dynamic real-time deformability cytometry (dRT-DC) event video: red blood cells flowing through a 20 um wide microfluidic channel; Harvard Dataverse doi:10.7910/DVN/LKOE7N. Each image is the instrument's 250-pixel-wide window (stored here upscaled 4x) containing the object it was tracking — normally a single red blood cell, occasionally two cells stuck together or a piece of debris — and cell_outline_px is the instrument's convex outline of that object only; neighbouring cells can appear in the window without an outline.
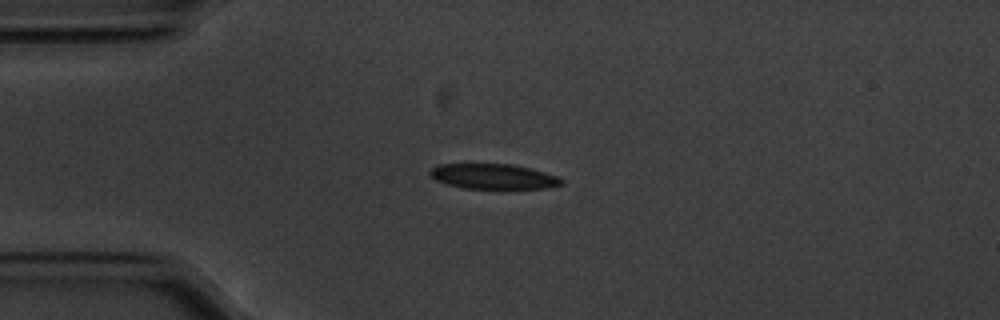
{"species": "common noctule bat (a hibernating species)", "species_latin": "Nyctalus noctula", "temperature_condition": "cold", "stored_images_in_passage": 43, "camera_frame_rate_fps": 3000, "um_per_image_px": 0.085, "animal": {"sex": "male", "body_mass_g": 20.1, "forearm_length_mm": 53.5}, "frame": {"image": 1, "passage_image": 1, "time_ms": 0.0, "image_size_px": [1000, 320], "cell_outline_px": [[564, 184], [548, 188], [464, 188], [448, 184], [436, 180], [428, 172], [436, 164], [512, 164], [528, 168], [556, 176], [564, 180]], "centroid_in_image_um": [41.92, 14.99], "position_along_channel_um": 43.1, "area_um2": 19.02}}
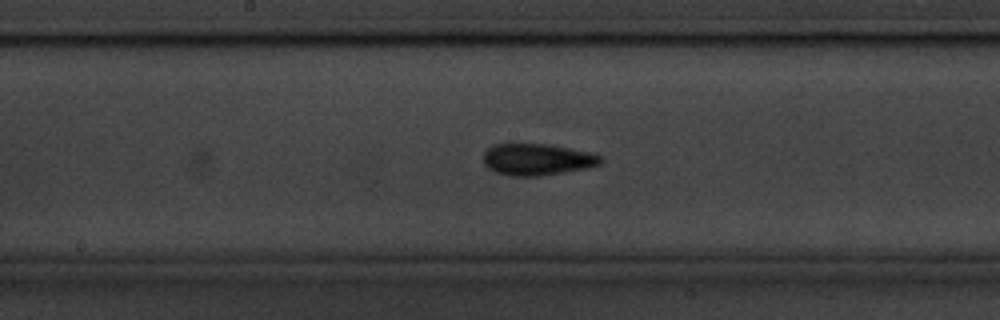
{"frame": {"image": 2, "passage_image": 16, "time_ms": 5.0, "image_size_px": [1000, 320], "cell_outline_px": [[604, 160], [600, 164], [584, 168], [540, 176], [512, 176], [496, 172], [488, 168], [484, 164], [484, 152], [488, 148], [496, 144], [548, 144], [572, 148], [592, 152], [600, 156]], "centroid_in_image_um": [45.67, 13.54], "position_along_channel_um": 202.5, "area_um2": 21.56}}
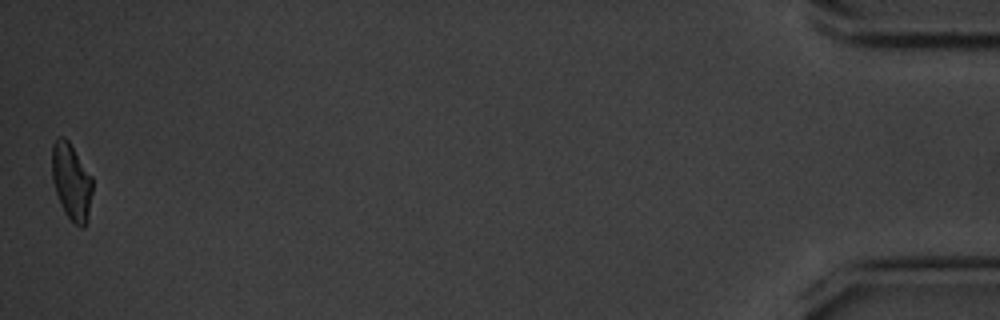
{"frame": {"image": 3, "passage_image": 43, "time_ms": 14.0, "image_size_px": [1000, 320], "cell_outline_px": [[92, 192], [88, 220], [84, 228], [80, 228], [64, 212], [60, 204], [52, 180], [52, 144], [60, 136], [64, 136], [68, 140], [92, 176]], "centroid_in_image_um": [6.08, 15.45], "position_along_channel_um": 429.1, "area_um2": 18.15}, "authors_computed_cell_mechanics": {"area_um2": 19.8254, "velocity_mm_per_s": 3.5645, "shape_relaxation_time_tau1_ms": 2.7732, "shape_relaxation_time_tau2_ms": 5.8986, "deformation_change_tau1": 0.118, "deformation_change_tau2": 0.0997}}